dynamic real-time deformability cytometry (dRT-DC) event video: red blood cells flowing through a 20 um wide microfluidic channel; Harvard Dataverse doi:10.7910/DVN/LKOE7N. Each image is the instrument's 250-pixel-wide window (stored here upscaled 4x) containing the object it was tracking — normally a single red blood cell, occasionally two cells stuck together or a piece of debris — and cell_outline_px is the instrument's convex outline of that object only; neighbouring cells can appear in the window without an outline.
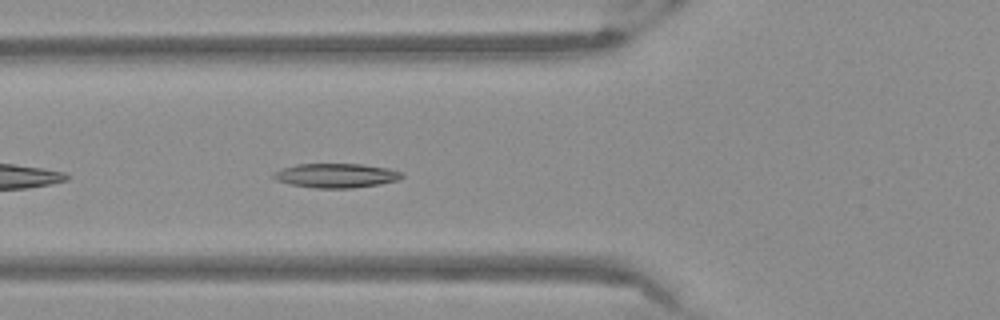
{"species": "Egyptian fruit bat (a non-hibernating species)", "species_latin": "Rousettus aegyptiacus", "temperature_condition": "warm", "stored_images_in_passage": 38, "camera_frame_rate_fps": 3000, "um_per_image_px": 0.085, "frame": {"image": 1, "passage_image": 5, "time_ms": 1.333, "image_size_px": [1000, 320], "cell_outline_px": [[404, 176], [400, 180], [380, 184], [352, 188], [316, 188], [292, 184], [276, 180], [272, 176], [272, 172], [296, 164], [364, 164], [388, 168], [404, 172]], "centroid_in_image_um": [28.62, 14.92], "position_along_channel_um": 97.2, "area_um2": 18.26}}
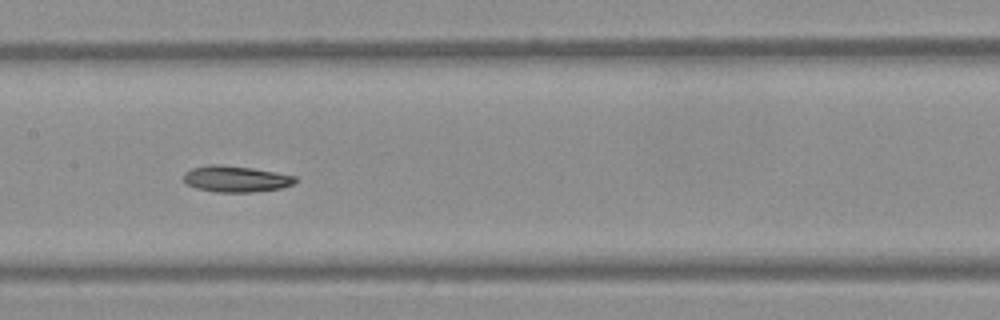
{"frame": {"image": 2, "passage_image": 12, "time_ms": 3.667, "image_size_px": [1000, 320], "cell_outline_px": [[296, 180], [292, 184], [284, 188], [252, 192], [216, 192], [196, 188], [184, 184], [184, 172], [192, 168], [208, 164], [220, 164], [252, 168], [276, 172], [296, 176]], "centroid_in_image_um": [20.02, 15.21], "position_along_channel_um": 187.4, "area_um2": 17.22}}
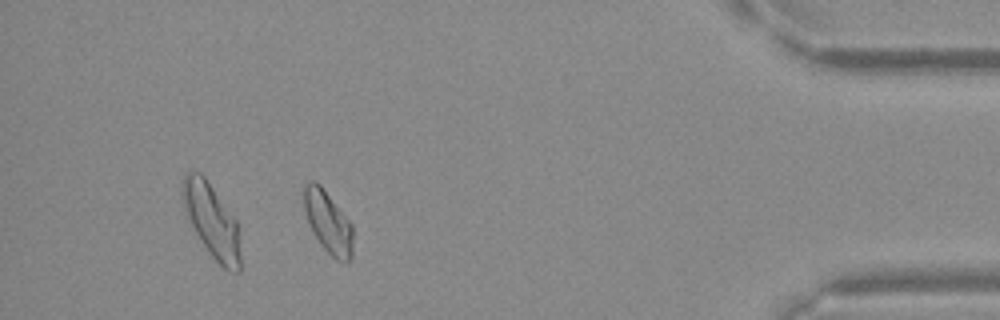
{"frame": {"image": 3, "passage_image": 33, "time_ms": 10.667, "image_size_px": [1000, 320], "cell_outline_px": [[352, 260], [348, 264], [336, 260], [320, 244], [308, 220], [304, 208], [300, 192], [304, 184], [312, 180], [316, 180], [320, 184], [352, 224]], "centroid_in_image_um": [27.87, 18.85], "position_along_channel_um": 407.3, "area_um2": 17.92}}